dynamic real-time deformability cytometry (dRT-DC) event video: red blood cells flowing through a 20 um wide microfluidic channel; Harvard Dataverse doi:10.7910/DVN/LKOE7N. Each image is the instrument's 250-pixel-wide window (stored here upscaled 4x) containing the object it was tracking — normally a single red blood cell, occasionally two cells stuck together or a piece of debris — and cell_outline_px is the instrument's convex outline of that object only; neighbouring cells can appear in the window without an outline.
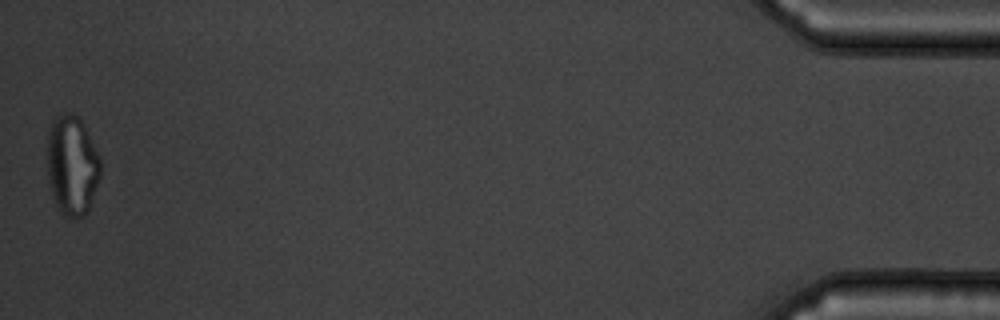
{"species": "common noctule bat (a hibernating species)", "species_latin": "Nyctalus noctula", "temperature_condition": "warm", "stored_images_in_passage": 50, "camera_frame_rate_fps": 3000, "um_per_image_px": 0.085, "animal": {"sex": "male", "body_mass_g": 19.5, "forearm_length_mm": 54.6}, "frame": {"image": 1, "passage_image": 50, "time_ms": 16.333, "image_size_px": [1000, 320], "cell_outline_px": [[100, 176], [88, 208], [80, 216], [68, 220], [56, 208], [52, 196], [48, 180], [48, 132], [52, 120], [56, 116], [68, 112], [72, 112], [84, 124], [100, 156]], "centroid_in_image_um": [6.11, 14.05], "position_along_channel_um": 429.1, "area_um2": 31.04}, "authors_computed_cell_mechanics": {"area_um2": 29.5069, "velocity_mm_per_s": 3.7557, "shape_relaxation_time_tau1_ms": null, "shape_relaxation_time_tau2_ms": 1.0244, "deformation_change_tau1": null, "deformation_change_tau2": 0.0837}}